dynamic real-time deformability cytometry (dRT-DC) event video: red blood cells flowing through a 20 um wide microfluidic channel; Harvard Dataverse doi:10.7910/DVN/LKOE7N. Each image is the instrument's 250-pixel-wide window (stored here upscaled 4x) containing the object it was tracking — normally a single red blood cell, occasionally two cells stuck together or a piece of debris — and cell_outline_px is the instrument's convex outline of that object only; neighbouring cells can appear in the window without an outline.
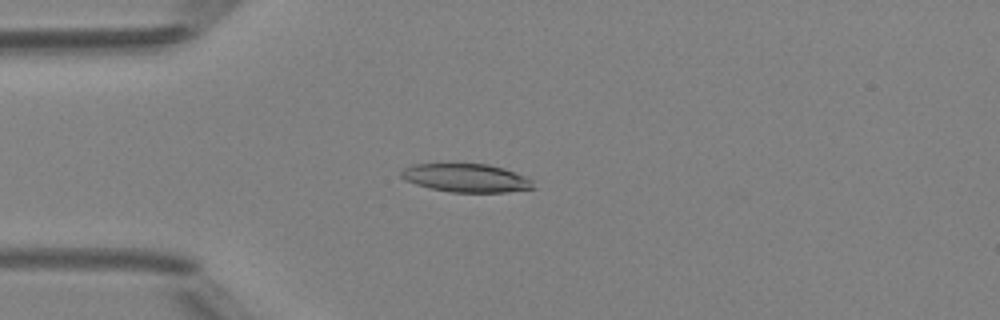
{"species": "Egyptian fruit bat (a non-hibernating species)", "species_latin": "Rousettus aegyptiacus", "temperature_condition": "room temperature", "stored_images_in_passage": 49, "camera_frame_rate_fps": 3000, "um_per_image_px": 0.085, "animal": {"sex": "female"}, "frame": {"image": 1, "passage_image": 13, "time_ms": 4.0, "image_size_px": [1000, 320], "cell_outline_px": [[536, 188], [508, 192], [452, 192], [432, 188], [416, 184], [404, 180], [400, 176], [400, 172], [404, 168], [412, 164], [444, 160], [488, 164], [504, 168], [524, 176], [532, 180]], "centroid_in_image_um": [39.56, 15.06], "position_along_channel_um": 45.4, "area_um2": 22.89}}
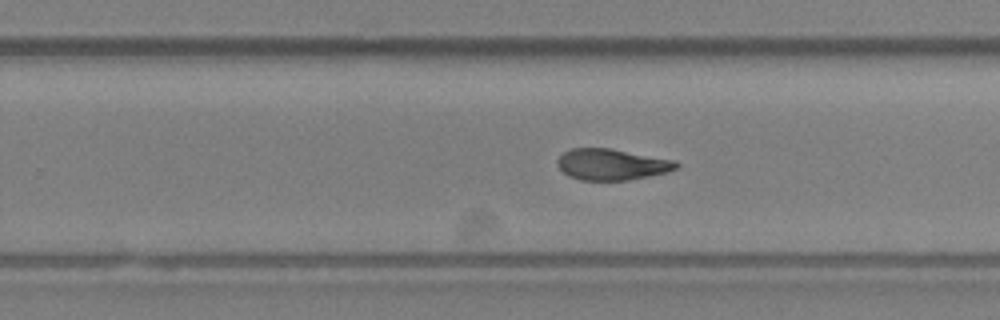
{"frame": {"image": 2, "passage_image": 31, "time_ms": 10.0, "image_size_px": [1000, 320], "cell_outline_px": [[680, 168], [668, 172], [628, 180], [580, 180], [568, 176], [556, 164], [556, 160], [564, 152], [572, 148], [612, 148], [676, 160], [680, 164]], "centroid_in_image_um": [52.04, 13.97], "position_along_channel_um": 277.8, "area_um2": 21.85}}
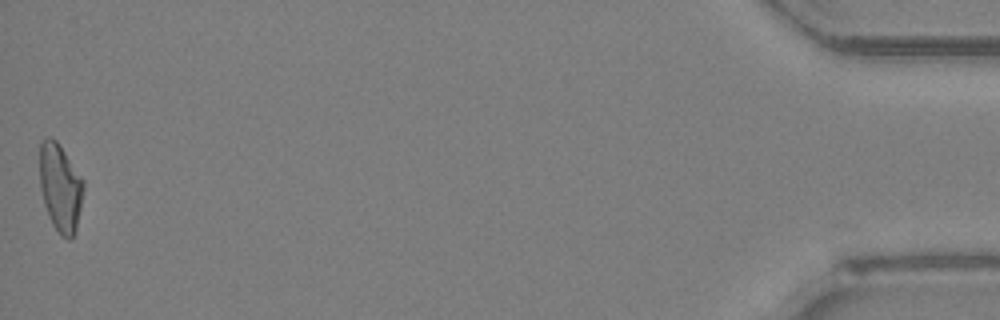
{"frame": {"image": 3, "passage_image": 49, "time_ms": 16.0, "image_size_px": [1000, 320], "cell_outline_px": [[84, 188], [76, 228], [72, 236], [68, 240], [60, 236], [52, 224], [44, 204], [40, 188], [40, 144], [44, 136], [52, 136], [56, 140], [84, 180]], "centroid_in_image_um": [5.11, 15.92], "position_along_channel_um": 430.1, "area_um2": 22.43}, "authors_computed_cell_mechanics": {"area_um2": 22.253, "velocity_mm_per_s": 4.1899, "shape_relaxation_time_tau1_ms": null, "shape_relaxation_time_tau2_ms": 4.5485, "deformation_change_tau1": null, "deformation_change_tau2": 0.131}}